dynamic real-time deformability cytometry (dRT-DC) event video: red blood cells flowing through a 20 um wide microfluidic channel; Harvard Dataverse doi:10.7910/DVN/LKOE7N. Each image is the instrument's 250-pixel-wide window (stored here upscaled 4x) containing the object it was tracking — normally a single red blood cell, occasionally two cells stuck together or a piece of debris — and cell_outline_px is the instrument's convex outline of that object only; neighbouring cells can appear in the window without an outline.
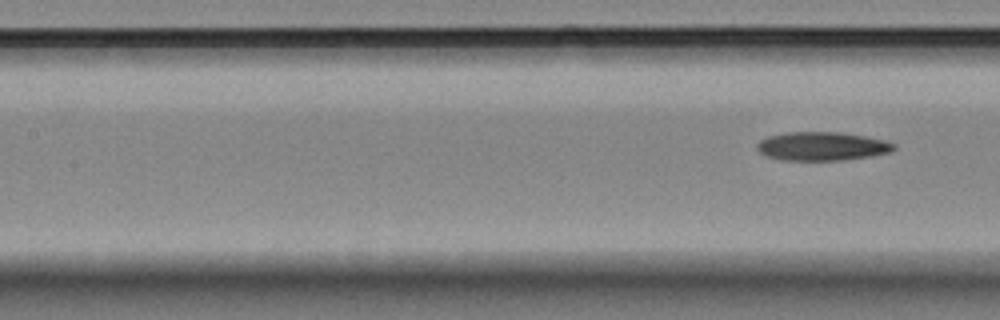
{"species": "Egyptian fruit bat (a non-hibernating species)", "species_latin": "Rousettus aegyptiacus", "temperature_condition": "room temperature", "stored_images_in_passage": 12, "segment_of_instrument_passage": [2, 2], "camera_frame_rate_fps": 3000, "um_per_image_px": 0.085, "animal": {"sex": "female"}, "frame": {"image": 1, "passage_image": 12, "time_ms": 3.667, "image_size_px": [1000, 320], "cell_outline_px": [[896, 148], [892, 152], [844, 160], [780, 160], [768, 156], [760, 152], [756, 148], [756, 144], [760, 140], [768, 136], [788, 132], [840, 132], [864, 136], [884, 140], [896, 144]], "centroid_in_image_um": [69.87, 12.43], "position_along_channel_um": 137.5, "area_um2": 22.83}}